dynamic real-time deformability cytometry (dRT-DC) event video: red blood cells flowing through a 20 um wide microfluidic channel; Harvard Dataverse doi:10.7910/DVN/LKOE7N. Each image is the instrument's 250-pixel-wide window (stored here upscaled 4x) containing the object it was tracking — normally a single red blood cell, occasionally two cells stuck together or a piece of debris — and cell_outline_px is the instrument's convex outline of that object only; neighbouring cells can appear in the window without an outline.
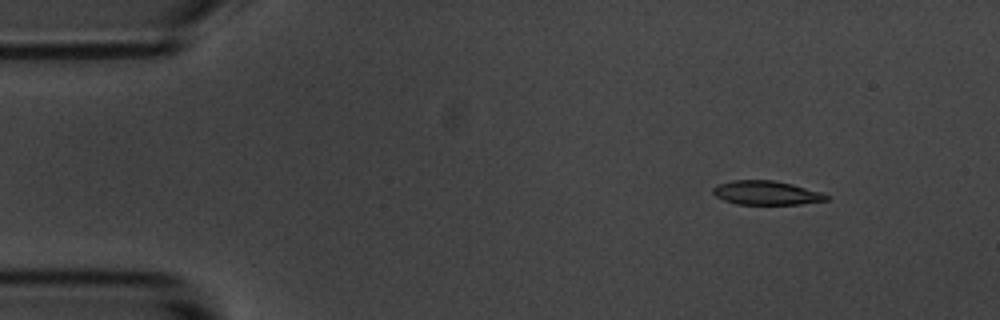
{"species": "common noctule bat (a hibernating species)", "species_latin": "Nyctalus noctula", "temperature_condition": "room temperature", "stored_images_in_passage": 8, "camera_frame_rate_fps": 3000, "um_per_image_px": 0.085, "animal": {"sex": "male", "body_mass_g": 20.1, "forearm_length_mm": 53.5}, "frame": {"image": 1, "passage_image": 1, "time_ms": 0.0, "image_size_px": [1000, 320], "cell_outline_px": [[832, 196], [828, 200], [800, 204], [736, 204], [724, 200], [716, 196], [712, 192], [712, 188], [716, 184], [732, 180], [772, 180], [792, 184], [824, 192]], "centroid_in_image_um": [65.17, 16.39], "position_along_channel_um": 19.8, "area_um2": 16.07}}
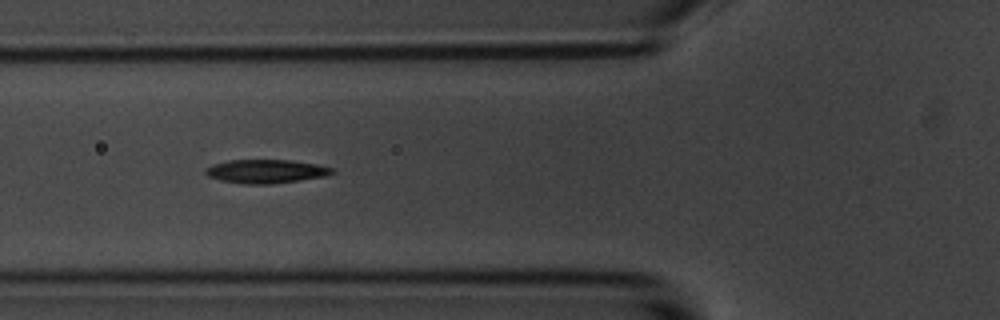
{"frame": {"image": 2, "passage_image": 5, "time_ms": 4.667, "image_size_px": [1000, 320], "cell_outline_px": [[336, 172], [328, 176], [272, 184], [244, 184], [220, 180], [208, 176], [204, 172], [212, 164], [228, 160], [292, 160], [316, 164], [332, 168]], "centroid_in_image_um": [22.63, 14.56], "position_along_channel_um": 103.2, "area_um2": 17.51}}
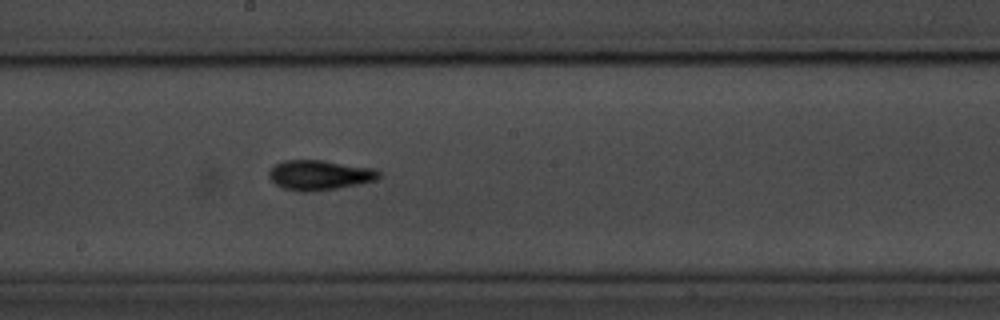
{"frame": {"image": 3, "passage_image": 8, "time_ms": 8.0, "image_size_px": [1000, 320], "cell_outline_px": [[380, 176], [372, 180], [356, 184], [336, 188], [304, 192], [284, 188], [276, 184], [268, 176], [268, 172], [276, 164], [284, 160], [324, 160], [372, 168], [380, 172]], "centroid_in_image_um": [27.12, 14.86], "position_along_channel_um": 221.1, "area_um2": 18.73}}